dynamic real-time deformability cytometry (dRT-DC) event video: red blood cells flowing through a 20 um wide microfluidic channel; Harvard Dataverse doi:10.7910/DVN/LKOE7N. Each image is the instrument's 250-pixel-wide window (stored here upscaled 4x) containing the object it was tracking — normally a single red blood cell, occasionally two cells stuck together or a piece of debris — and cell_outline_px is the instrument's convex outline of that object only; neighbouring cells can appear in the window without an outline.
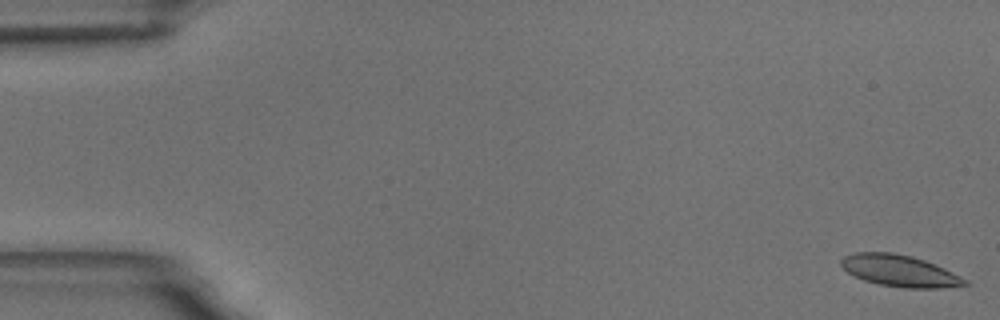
{"species": "common noctule bat (a hibernating species)", "species_latin": "Nyctalus noctula", "temperature_condition": "room temperature", "stored_images_in_passage": 12, "camera_frame_rate_fps": 3000, "um_per_image_px": 0.085, "animal": {"sex": "male", "body_mass_g": 18.8}, "frame": {"image": 1, "passage_image": 1, "time_ms": 0.0, "image_size_px": [1000, 320], "cell_outline_px": [[972, 284], [944, 288], [908, 288], [880, 284], [864, 280], [848, 272], [840, 264], [840, 260], [844, 256], [856, 252], [892, 252], [912, 256], [936, 264], [968, 280]], "centroid_in_image_um": [76.51, 23.01], "position_along_channel_um": 8.5, "area_um2": 22.77}}